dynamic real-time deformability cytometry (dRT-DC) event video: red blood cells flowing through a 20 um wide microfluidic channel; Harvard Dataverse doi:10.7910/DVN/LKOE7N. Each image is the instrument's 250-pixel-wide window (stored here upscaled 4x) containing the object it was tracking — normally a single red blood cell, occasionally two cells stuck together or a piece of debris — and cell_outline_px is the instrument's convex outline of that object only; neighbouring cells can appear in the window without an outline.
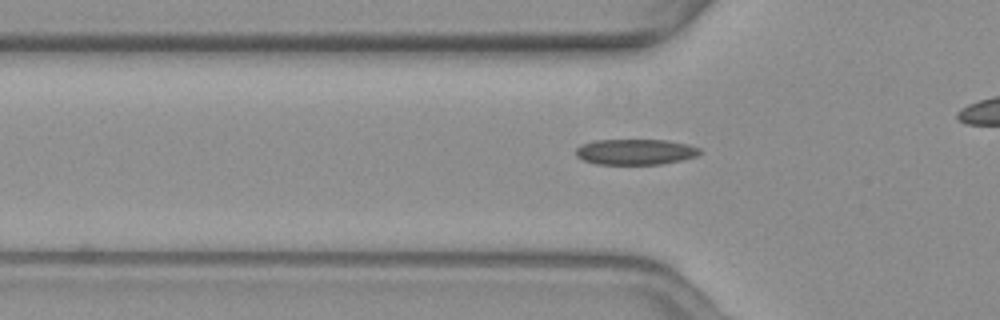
{"species": "common noctule bat (a hibernating species)", "species_latin": "Nyctalus noctula", "temperature_condition": "warm", "stored_images_in_passage": 30, "camera_frame_rate_fps": 3000, "um_per_image_px": 0.085, "animal": {"sex": "female", "body_mass_g": 19.3, "forearm_length_mm": 54.1}, "frame": {"image": 1, "passage_image": 3, "time_ms": 0.667, "image_size_px": [1000, 320], "cell_outline_px": [[704, 152], [696, 156], [664, 164], [596, 164], [584, 160], [576, 156], [576, 148], [580, 144], [592, 140], [668, 140], [688, 144], [700, 148]], "centroid_in_image_um": [54.02, 12.9], "position_along_channel_um": 71.8, "area_um2": 18.73}}
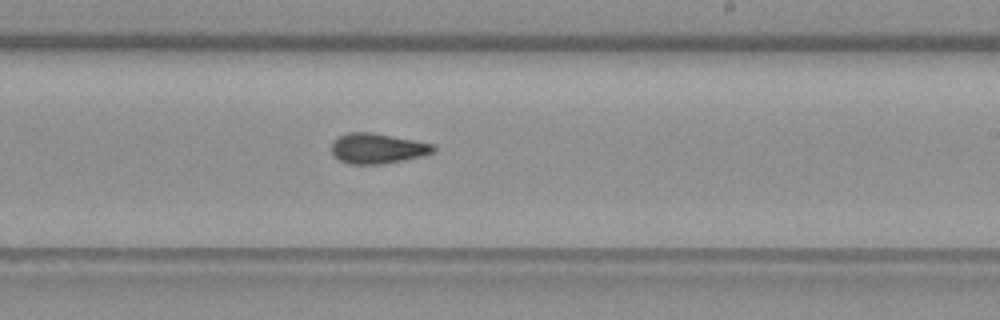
{"frame": {"image": 2, "passage_image": 18, "time_ms": 5.667, "image_size_px": [1000, 320], "cell_outline_px": [[436, 148], [432, 152], [420, 156], [404, 160], [380, 164], [348, 164], [332, 156], [332, 140], [348, 132], [372, 132], [432, 144]], "centroid_in_image_um": [32.01, 12.62], "position_along_channel_um": 257.0, "area_um2": 17.8}}
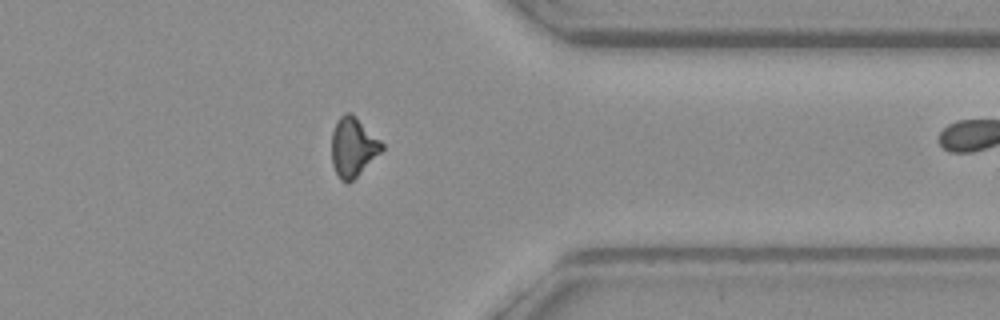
{"frame": {"image": 3, "passage_image": 29, "time_ms": 9.333, "image_size_px": [1000, 320], "cell_outline_px": [[384, 148], [348, 184], [344, 184], [340, 180], [332, 164], [332, 132], [340, 116], [344, 112], [352, 112], [384, 144]], "centroid_in_image_um": [29.99, 12.49], "position_along_channel_um": 381.4, "area_um2": 17.17}}